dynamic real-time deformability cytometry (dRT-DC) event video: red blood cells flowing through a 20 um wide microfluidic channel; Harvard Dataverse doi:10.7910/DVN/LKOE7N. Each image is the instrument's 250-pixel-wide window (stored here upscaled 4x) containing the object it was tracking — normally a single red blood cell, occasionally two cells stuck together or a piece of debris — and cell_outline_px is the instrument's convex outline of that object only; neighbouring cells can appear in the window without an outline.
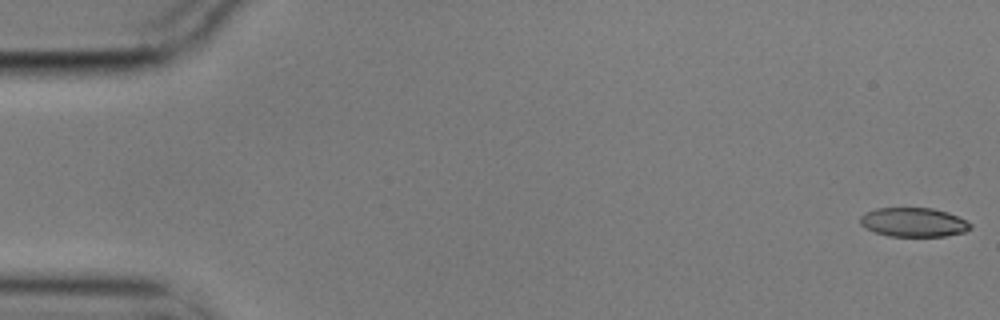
{"species": "common noctule bat (a hibernating species)", "species_latin": "Nyctalus noctula", "temperature_condition": "cold", "stored_images_in_passage": 56, "camera_frame_rate_fps": 3000, "um_per_image_px": 0.085, "animal": {"sex": "male", "body_mass_g": 17.9}, "frame": {"image": 1, "passage_image": 1, "time_ms": 0.0, "image_size_px": [1000, 320], "cell_outline_px": [[972, 228], [964, 232], [944, 236], [888, 236], [864, 228], [860, 224], [860, 216], [864, 212], [876, 208], [932, 208], [948, 212], [972, 224]], "centroid_in_image_um": [77.62, 18.89], "position_along_channel_um": 7.4, "area_um2": 18.73}}
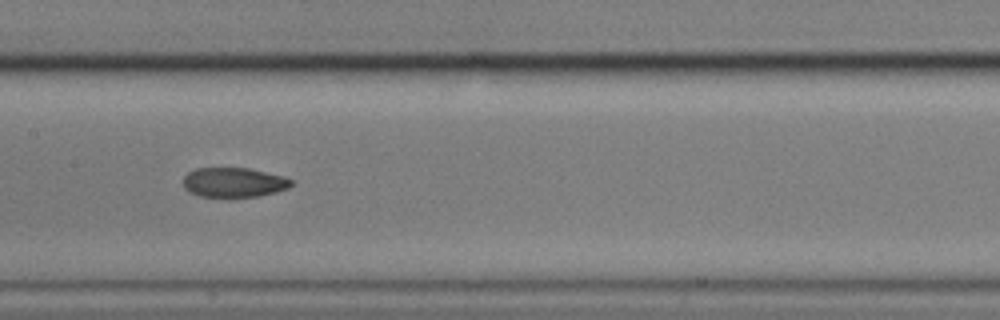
{"frame": {"image": 2, "passage_image": 28, "time_ms": 9.0, "image_size_px": [1000, 320], "cell_outline_px": [[292, 184], [288, 188], [276, 192], [260, 196], [200, 196], [188, 192], [184, 188], [184, 176], [188, 172], [196, 168], [248, 168], [284, 176], [292, 180]], "centroid_in_image_um": [19.87, 15.49], "position_along_channel_um": 187.5, "area_um2": 18.55}}
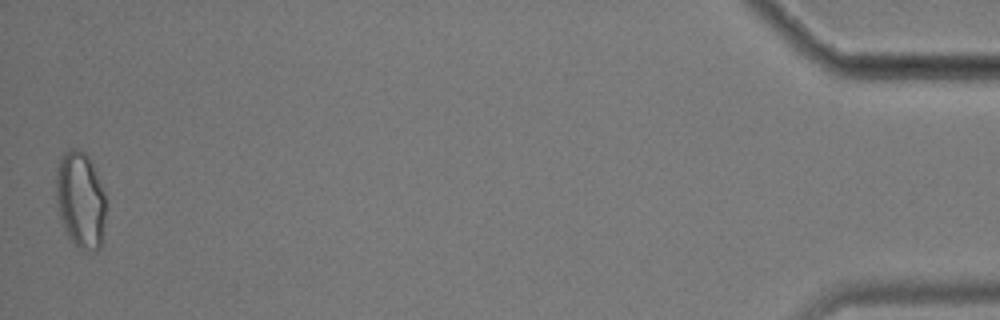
{"frame": {"image": 3, "passage_image": 56, "time_ms": 18.333, "image_size_px": [1000, 320], "cell_outline_px": [[104, 220], [100, 248], [96, 252], [80, 252], [68, 236], [60, 216], [56, 200], [56, 168], [60, 160], [72, 148], [80, 148], [88, 156], [92, 164], [104, 192]], "centroid_in_image_um": [6.83, 17.04], "position_along_channel_um": 428.4, "area_um2": 27.86}, "authors_computed_cell_mechanics": {"area_um2": 20.0566, "velocity_mm_per_s": 3.548, "shape_relaxation_time_tau1_ms": null, "shape_relaxation_time_tau2_ms": 3.8153, "deformation_change_tau1": null, "deformation_change_tau2": 0.0818}}